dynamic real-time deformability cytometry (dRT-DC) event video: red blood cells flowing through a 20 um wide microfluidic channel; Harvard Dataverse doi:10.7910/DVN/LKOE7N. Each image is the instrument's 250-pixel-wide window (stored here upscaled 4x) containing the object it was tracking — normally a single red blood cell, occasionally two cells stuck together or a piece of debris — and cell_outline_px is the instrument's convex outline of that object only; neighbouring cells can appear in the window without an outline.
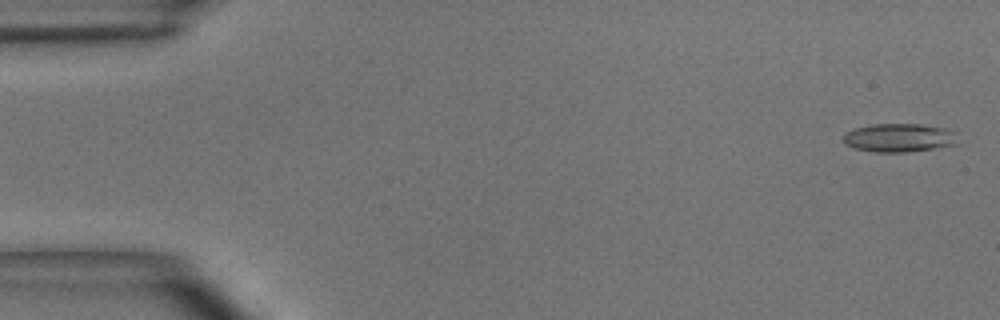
{"species": "common noctule bat (a hibernating species)", "species_latin": "Nyctalus noctula", "temperature_condition": "room temperature", "stored_images_in_passage": 49, "camera_frame_rate_fps": 3000, "um_per_image_px": 0.085, "animal": {"sex": "male", "body_mass_g": 15.6}, "frame": {"image": 1, "passage_image": 2, "time_ms": 0.333, "image_size_px": [1000, 320], "cell_outline_px": [[956, 144], [908, 152], [872, 152], [856, 148], [844, 144], [844, 132], [856, 128], [872, 124], [920, 124], [944, 128], [948, 132]], "centroid_in_image_um": [76.28, 11.71], "position_along_channel_um": 8.7, "area_um2": 18.44}}
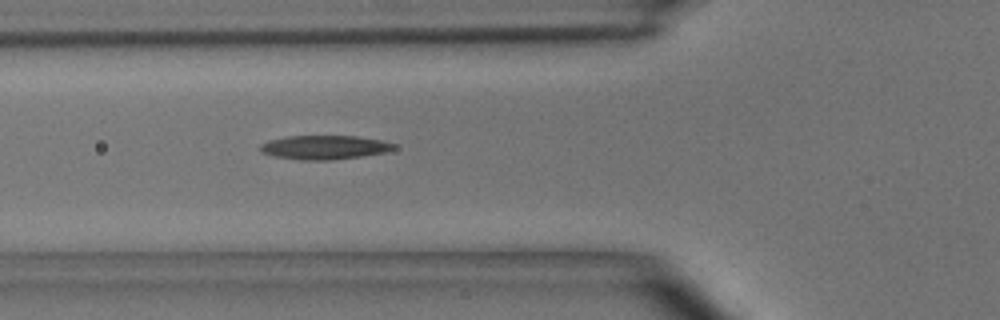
{"frame": {"image": 2, "passage_image": 18, "time_ms": 5.667, "image_size_px": [1000, 320], "cell_outline_px": [[396, 148], [388, 152], [332, 160], [304, 160], [276, 156], [260, 152], [260, 144], [268, 140], [288, 136], [356, 136], [380, 140], [396, 144]], "centroid_in_image_um": [27.59, 12.52], "position_along_channel_um": 98.2, "area_um2": 18.61}}
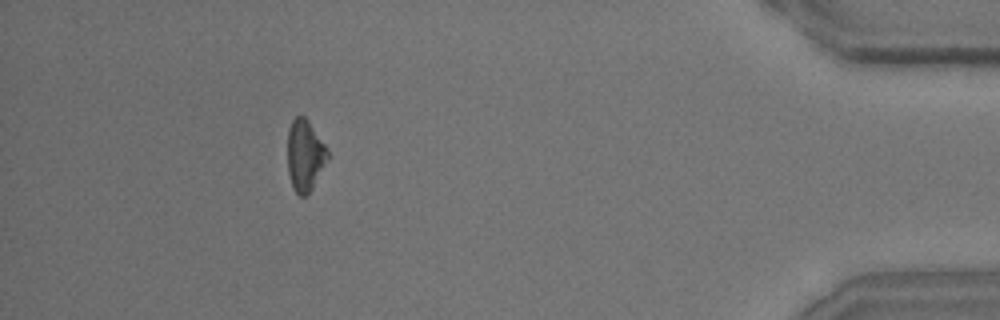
{"frame": {"image": 3, "passage_image": 45, "time_ms": 14.667, "image_size_px": [1000, 320], "cell_outline_px": [[328, 160], [308, 196], [300, 196], [292, 188], [288, 172], [288, 128], [292, 120], [296, 116], [304, 116], [308, 120], [328, 148]], "centroid_in_image_um": [25.92, 13.22], "position_along_channel_um": 409.3, "area_um2": 16.88}, "authors_computed_cell_mechanics": {"area_um2": 17.8602, "velocity_mm_per_s": 4.0662, "shape_relaxation_time_tau1_ms": 4.2136, "shape_relaxation_time_tau2_ms": null, "deformation_change_tau1": 0.1302, "deformation_change_tau2": null}}